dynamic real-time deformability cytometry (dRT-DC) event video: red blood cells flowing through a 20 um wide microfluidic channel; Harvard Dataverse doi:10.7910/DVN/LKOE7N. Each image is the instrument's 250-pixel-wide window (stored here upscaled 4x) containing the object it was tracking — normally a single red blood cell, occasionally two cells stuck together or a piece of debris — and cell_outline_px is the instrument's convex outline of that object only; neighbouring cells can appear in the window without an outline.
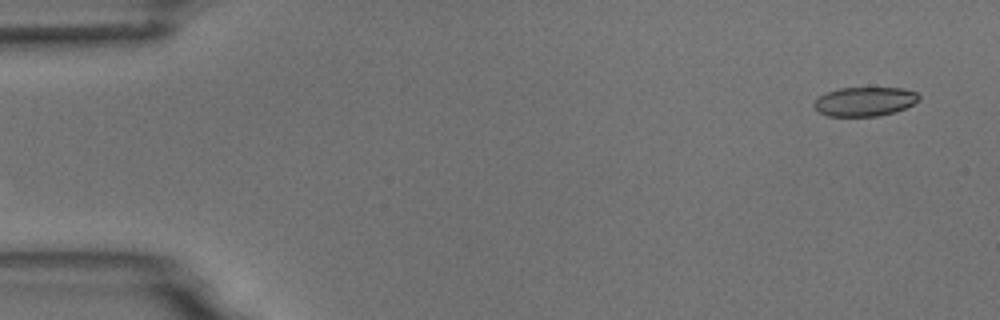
{"species": "common noctule bat (a hibernating species)", "species_latin": "Nyctalus noctula", "temperature_condition": "room temperature", "stored_images_in_passage": 6, "camera_frame_rate_fps": 3000, "um_per_image_px": 0.085, "animal": {"sex": "male", "body_mass_g": 18.8}, "frame": {"image": 1, "passage_image": 1, "time_ms": 0.0, "image_size_px": [1000, 320], "cell_outline_px": [[920, 96], [912, 104], [904, 108], [892, 112], [876, 116], [828, 116], [820, 112], [816, 108], [816, 100], [820, 96], [828, 92], [840, 88], [900, 88], [916, 92]], "centroid_in_image_um": [73.5, 8.63], "position_along_channel_um": 11.5, "area_um2": 17.28}}
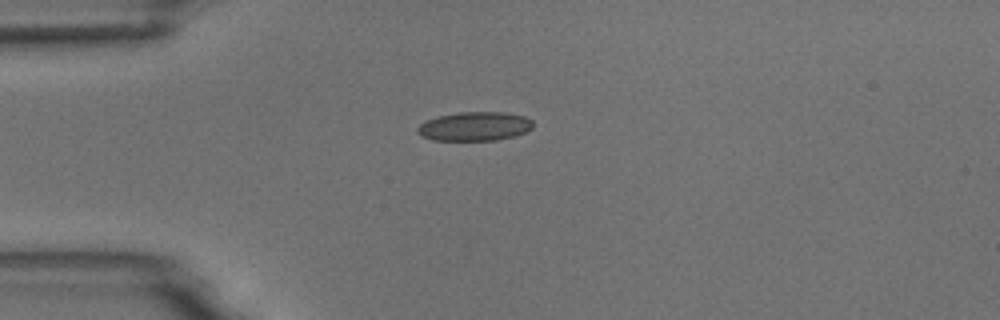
{"frame": {"image": 2, "passage_image": 4, "time_ms": 3.667, "image_size_px": [1000, 320], "cell_outline_px": [[532, 128], [516, 136], [496, 140], [432, 140], [416, 132], [416, 128], [424, 120], [440, 116], [460, 112], [504, 112], [524, 116], [532, 120]], "centroid_in_image_um": [40.34, 10.74], "position_along_channel_um": 44.7, "area_um2": 19.48}}